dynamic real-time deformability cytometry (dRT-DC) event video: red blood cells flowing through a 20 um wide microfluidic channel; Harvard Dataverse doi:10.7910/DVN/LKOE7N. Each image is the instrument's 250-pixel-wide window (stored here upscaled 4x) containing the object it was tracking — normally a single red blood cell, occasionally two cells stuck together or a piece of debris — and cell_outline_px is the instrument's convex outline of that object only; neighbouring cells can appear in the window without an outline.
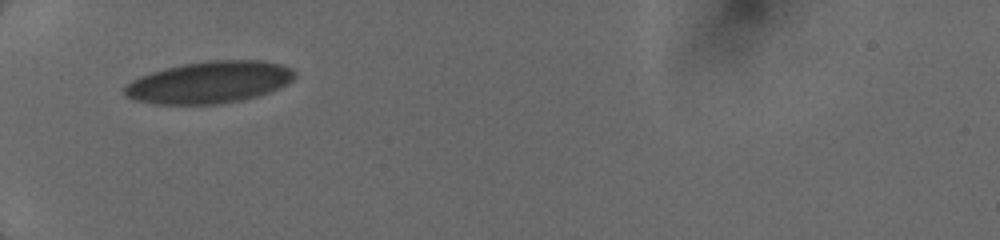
{"species": "human", "species_latin": "Homo sapiens", "temperature_condition": "cold", "stored_images_in_passage": 8, "camera_frame_rate_fps": 3000, "um_per_image_px": 0.085, "donor": {"sex": "female"}, "frame": {"image": 1, "passage_image": 1, "time_ms": 0.0, "image_size_px": [1000, 240], "cell_outline_px": [[296, 76], [288, 84], [280, 88], [256, 96], [240, 100], [216, 104], [156, 104], [136, 100], [124, 96], [124, 84], [140, 76], [164, 68], [184, 64], [208, 60], [264, 60], [280, 64], [292, 68], [296, 72]], "centroid_in_image_um": [17.8, 6.98], "position_along_channel_um": 67.2, "area_um2": 41.67}}